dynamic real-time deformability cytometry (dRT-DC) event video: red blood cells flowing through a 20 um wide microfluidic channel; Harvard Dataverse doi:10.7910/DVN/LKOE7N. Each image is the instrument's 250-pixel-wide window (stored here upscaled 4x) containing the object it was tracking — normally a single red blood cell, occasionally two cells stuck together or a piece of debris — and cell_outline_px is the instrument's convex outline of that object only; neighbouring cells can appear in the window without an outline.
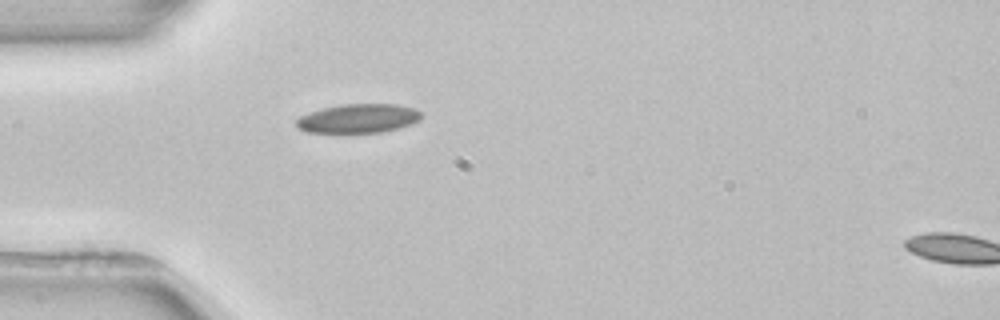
{"species": "common noctule bat (a hibernating species)", "species_latin": "Nyctalus noctula", "temperature_condition": "room temperature", "stored_images_in_passage": 2, "segment_of_instrument_passage": [1, 2], "camera_frame_rate_fps": 3000, "um_per_image_px": 0.085, "animal": {"sex": "female", "body_mass_g": 22.7, "forearm_length_mm": 54.2}, "frame": {"image": 1, "passage_image": 1, "time_ms": 0.0, "image_size_px": [1000, 320], "cell_outline_px": [[424, 116], [420, 120], [396, 128], [380, 132], [304, 132], [296, 128], [296, 120], [300, 116], [320, 108], [344, 104], [400, 104], [416, 108]], "centroid_in_image_um": [30.45, 10.05], "position_along_channel_um": 54.6, "area_um2": 21.15}}